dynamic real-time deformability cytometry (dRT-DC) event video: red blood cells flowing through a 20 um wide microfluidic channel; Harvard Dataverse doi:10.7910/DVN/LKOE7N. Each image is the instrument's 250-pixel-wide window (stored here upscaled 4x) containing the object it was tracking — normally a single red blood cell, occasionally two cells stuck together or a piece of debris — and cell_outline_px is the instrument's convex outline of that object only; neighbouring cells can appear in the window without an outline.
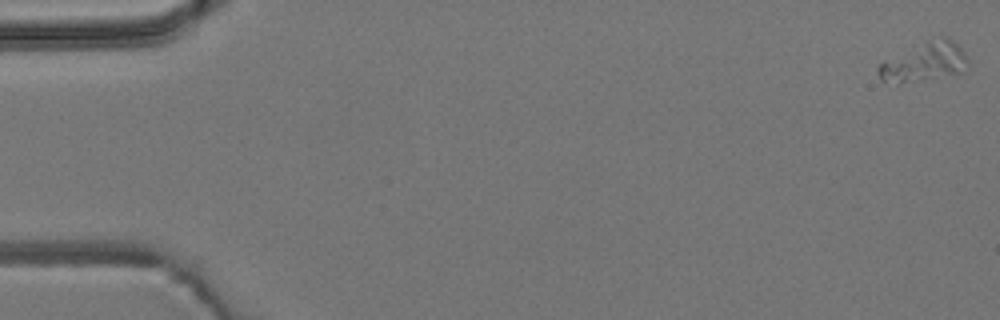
{"species": "common noctule bat (a hibernating species)", "species_latin": "Nyctalus noctula", "temperature_condition": "room temperature", "stored_images_in_passage": 5, "camera_frame_rate_fps": 3000, "um_per_image_px": 0.085, "animal": {"sex": "male", "body_mass_g": 19.2, "forearm_length_mm": 51.8}, "frame": {"image": 1, "passage_image": 1, "time_ms": 0.0, "image_size_px": [1000, 320], "cell_outline_px": [[968, 64], [960, 72], [900, 84], [880, 80], [876, 72], [876, 68], [880, 64], [924, 40], [940, 36], [948, 36], [964, 52], [968, 60]], "centroid_in_image_um": [78.54, 5.24], "position_along_channel_um": 6.5, "area_um2": 20.17}}
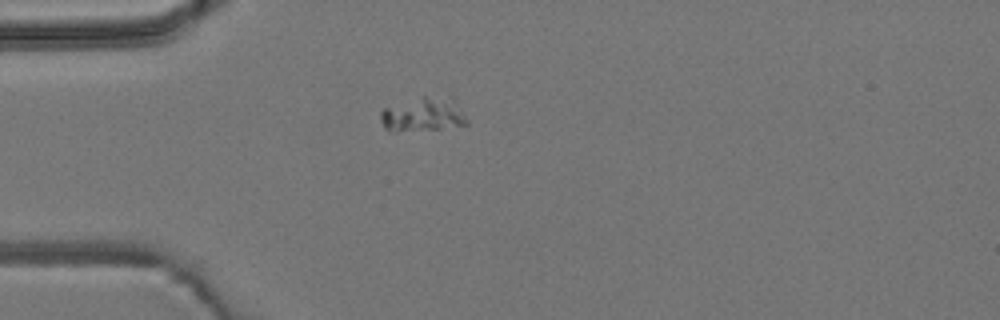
{"frame": {"image": 2, "passage_image": 5, "time_ms": 4.667, "image_size_px": [1000, 320], "cell_outline_px": [[468, 124], [440, 128], [396, 132], [392, 132], [384, 128], [380, 120], [380, 112], [384, 108], [420, 96], [452, 96], [468, 120]], "centroid_in_image_um": [35.95, 9.72], "position_along_channel_um": 49.0, "area_um2": 17.34}}